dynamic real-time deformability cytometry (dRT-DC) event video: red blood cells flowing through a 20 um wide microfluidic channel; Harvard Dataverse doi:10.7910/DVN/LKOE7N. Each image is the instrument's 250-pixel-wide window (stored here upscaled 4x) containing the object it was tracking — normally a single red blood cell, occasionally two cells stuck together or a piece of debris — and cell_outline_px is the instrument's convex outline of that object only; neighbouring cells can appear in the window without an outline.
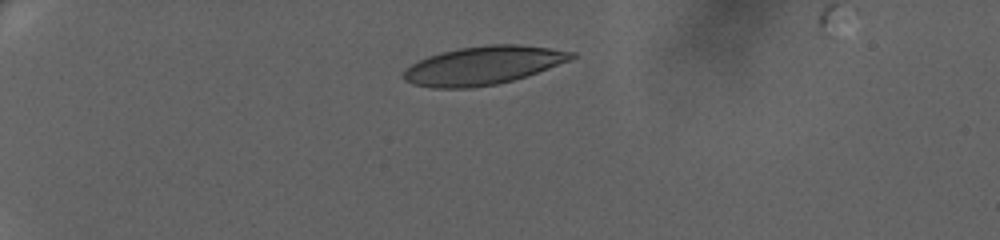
{"species": "human", "species_latin": "Homo sapiens", "temperature_condition": "warm", "stored_images_in_passage": 48, "camera_frame_rate_fps": 3000, "um_per_image_px": 0.085, "donor": {"sex": "female"}, "frame": {"image": 1, "passage_image": 1, "time_ms": 0.0, "image_size_px": [1000, 240], "cell_outline_px": [[576, 56], [568, 60], [548, 68], [512, 80], [496, 84], [472, 88], [432, 88], [412, 84], [404, 80], [400, 76], [404, 68], [428, 56], [440, 52], [460, 48], [484, 44], [520, 44], [576, 52]], "centroid_in_image_um": [40.99, 5.56], "position_along_channel_um": 44.0, "area_um2": 37.51}}
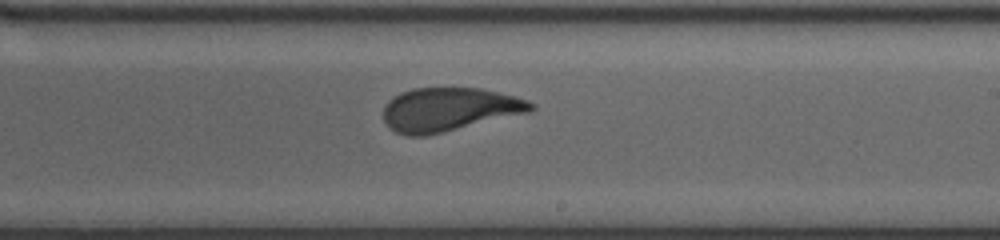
{"frame": {"image": 2, "passage_image": 26, "time_ms": 8.333, "image_size_px": [1000, 240], "cell_outline_px": [[536, 108], [528, 112], [424, 136], [408, 136], [396, 132], [384, 120], [384, 104], [392, 96], [400, 92], [412, 88], [480, 88], [516, 96], [528, 100], [536, 104]], "centroid_in_image_um": [38.16, 9.28], "position_along_channel_um": 250.8, "area_um2": 37.22}}
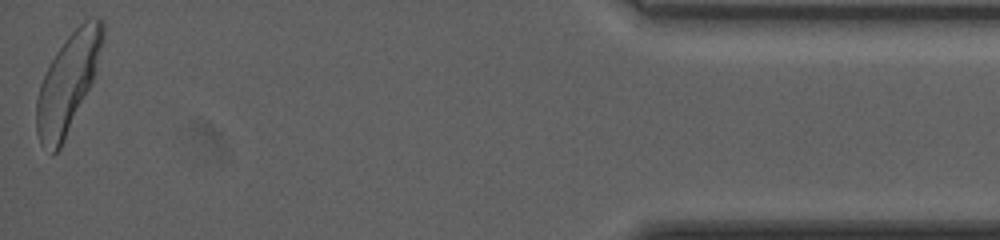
{"frame": {"image": 3, "passage_image": 48, "time_ms": 15.667, "image_size_px": [1000, 240], "cell_outline_px": [[104, 40], [96, 72], [64, 140], [60, 148], [52, 156], [40, 144], [36, 132], [36, 100], [40, 84], [56, 52], [68, 36], [84, 20], [92, 16], [100, 16], [104, 20]], "centroid_in_image_um": [5.77, 7.02], "position_along_channel_um": 429.4, "area_um2": 37.63}, "authors_computed_cell_mechanics": {"area_um2": 37.859, "velocity_mm_per_s": 3.301, "shape_relaxation_time_tau1_ms": 5.0003, "shape_relaxation_time_tau2_ms": 0.8954, "deformation_change_tau1": 0.1801, "deformation_change_tau2": 0.0778}}